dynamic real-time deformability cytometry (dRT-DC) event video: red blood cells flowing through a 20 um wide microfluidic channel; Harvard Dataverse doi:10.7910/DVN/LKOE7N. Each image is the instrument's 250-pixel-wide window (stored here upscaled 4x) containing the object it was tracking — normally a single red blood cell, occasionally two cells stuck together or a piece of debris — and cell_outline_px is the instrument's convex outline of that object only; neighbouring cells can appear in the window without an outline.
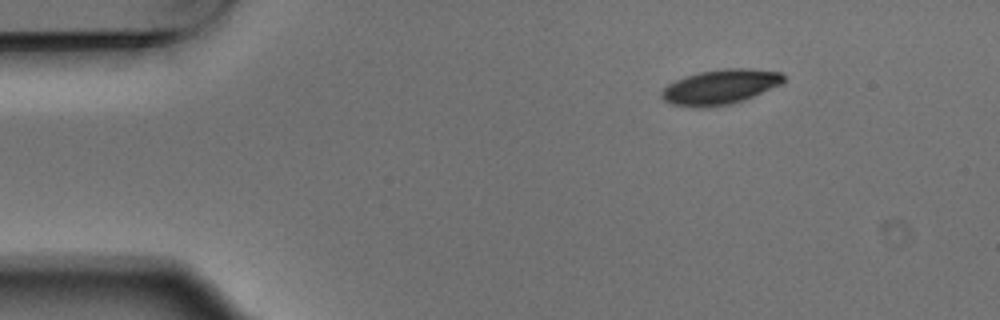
{"species": "Egyptian fruit bat (a non-hibernating species)", "species_latin": "Rousettus aegyptiacus", "temperature_condition": "warm", "stored_images_in_passage": 3, "camera_frame_rate_fps": 3000, "um_per_image_px": 0.085, "animal": {"sex": "male"}, "frame": {"image": 1, "passage_image": 1, "time_ms": 0.0, "image_size_px": [1000, 320], "cell_outline_px": [[784, 80], [780, 84], [744, 100], [732, 104], [704, 108], [692, 108], [672, 104], [664, 100], [660, 96], [660, 92], [668, 84], [684, 76], [700, 72], [724, 68], [748, 68], [780, 72], [784, 76]], "centroid_in_image_um": [61.17, 7.4], "position_along_channel_um": 23.8, "area_um2": 24.85}}